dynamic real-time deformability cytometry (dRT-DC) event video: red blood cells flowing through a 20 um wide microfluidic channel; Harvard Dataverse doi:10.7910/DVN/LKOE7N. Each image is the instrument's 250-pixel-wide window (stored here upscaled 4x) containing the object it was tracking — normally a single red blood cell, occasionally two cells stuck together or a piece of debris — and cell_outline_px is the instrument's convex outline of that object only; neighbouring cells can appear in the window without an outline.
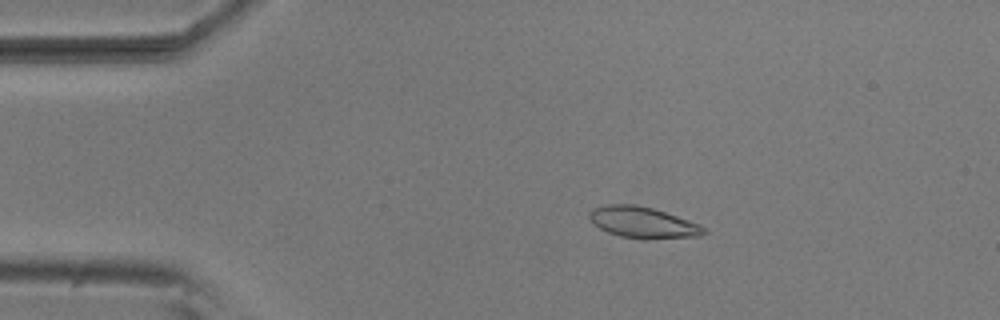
{"species": "common noctule bat (a hibernating species)", "species_latin": "Nyctalus noctula", "temperature_condition": "room temperature", "stored_images_in_passage": 14, "camera_frame_rate_fps": 3000, "um_per_image_px": 0.085, "animal": {"sex": "male", "body_mass_g": 20.5, "forearm_length_mm": 52.5}, "frame": {"image": 1, "passage_image": 10, "time_ms": 3.0, "image_size_px": [1000, 320], "cell_outline_px": [[708, 232], [696, 236], [648, 240], [644, 240], [620, 236], [608, 232], [600, 228], [588, 216], [588, 212], [592, 208], [608, 204], [632, 204], [652, 208], [700, 224]], "centroid_in_image_um": [54.63, 18.92], "position_along_channel_um": 30.4, "area_um2": 20.75}}